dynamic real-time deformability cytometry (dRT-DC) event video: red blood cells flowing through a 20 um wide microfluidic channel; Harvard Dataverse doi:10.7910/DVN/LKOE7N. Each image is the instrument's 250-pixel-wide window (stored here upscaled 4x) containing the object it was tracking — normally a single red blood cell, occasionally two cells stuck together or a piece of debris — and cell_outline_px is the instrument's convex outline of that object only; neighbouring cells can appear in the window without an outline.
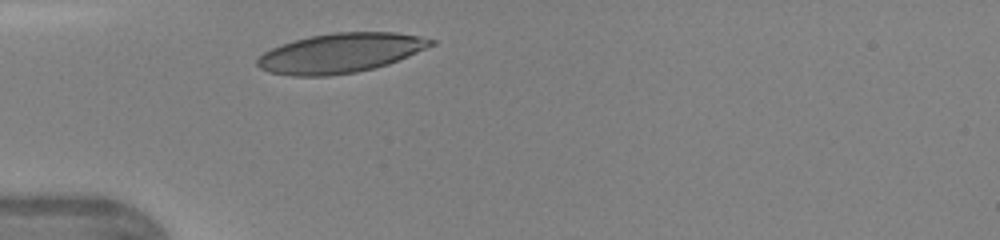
{"species": "human", "species_latin": "Homo sapiens", "temperature_condition": "warm", "stored_images_in_passage": 24, "camera_frame_rate_fps": 3000, "um_per_image_px": 0.085, "donor": {"sex": "female"}, "frame": {"image": 1, "passage_image": 1, "time_ms": 0.0, "image_size_px": [1000, 240], "cell_outline_px": [[436, 44], [408, 56], [388, 64], [356, 72], [328, 76], [292, 76], [268, 72], [260, 68], [256, 64], [256, 60], [264, 52], [280, 44], [312, 36], [336, 32], [392, 32], [420, 36], [436, 40]], "centroid_in_image_um": [28.94, 4.51], "position_along_channel_um": 56.1, "area_um2": 39.88}}
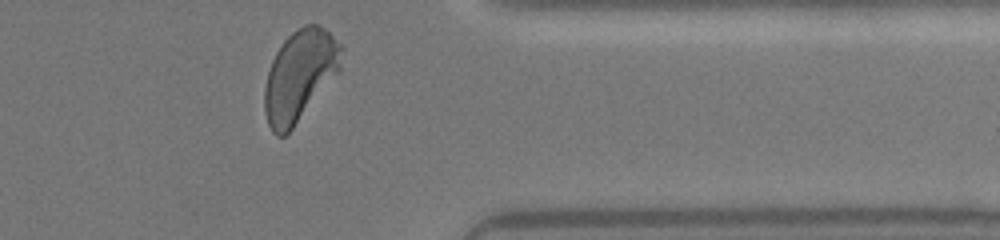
{"frame": {"image": 2, "passage_image": 24, "time_ms": 7.667, "image_size_px": [1000, 240], "cell_outline_px": [[344, 48], [340, 72], [292, 128], [284, 136], [276, 136], [272, 132], [268, 124], [264, 108], [264, 88], [268, 72], [272, 60], [276, 52], [284, 40], [296, 28], [304, 24], [316, 24], [324, 28], [344, 44]], "centroid_in_image_um": [25.51, 6.39], "position_along_channel_um": 385.9, "area_um2": 41.1}}